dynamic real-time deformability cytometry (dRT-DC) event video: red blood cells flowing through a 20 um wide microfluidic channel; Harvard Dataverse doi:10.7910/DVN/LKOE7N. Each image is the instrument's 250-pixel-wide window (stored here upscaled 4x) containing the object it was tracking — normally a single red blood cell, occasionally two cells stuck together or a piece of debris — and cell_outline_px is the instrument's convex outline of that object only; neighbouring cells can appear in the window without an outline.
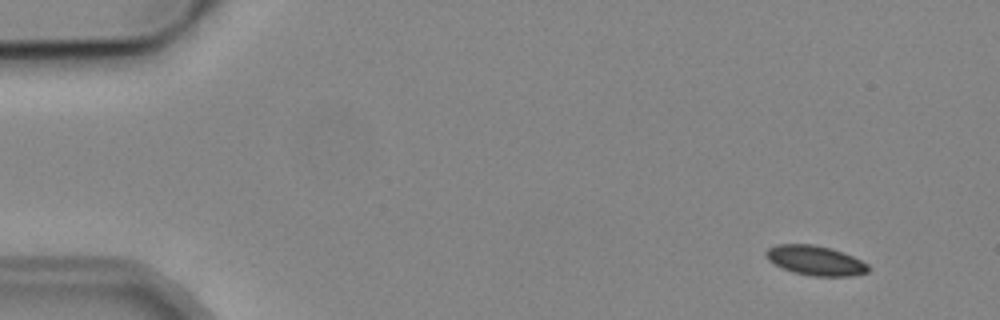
{"species": "common noctule bat (a hibernating species)", "species_latin": "Nyctalus noctula", "temperature_condition": "cold", "stored_images_in_passage": 5, "camera_frame_rate_fps": 3000, "um_per_image_px": 0.085, "animal": {"sex": "male", "body_mass_g": 19.2, "forearm_length_mm": 51.8}, "frame": {"image": 1, "passage_image": 1, "time_ms": 0.0, "image_size_px": [1000, 320], "cell_outline_px": [[868, 272], [852, 276], [812, 276], [792, 272], [768, 260], [764, 256], [764, 252], [768, 248], [776, 244], [812, 244], [828, 248], [852, 256], [868, 264]], "centroid_in_image_um": [69.27, 22.14], "position_along_channel_um": 15.7, "area_um2": 17.51}}